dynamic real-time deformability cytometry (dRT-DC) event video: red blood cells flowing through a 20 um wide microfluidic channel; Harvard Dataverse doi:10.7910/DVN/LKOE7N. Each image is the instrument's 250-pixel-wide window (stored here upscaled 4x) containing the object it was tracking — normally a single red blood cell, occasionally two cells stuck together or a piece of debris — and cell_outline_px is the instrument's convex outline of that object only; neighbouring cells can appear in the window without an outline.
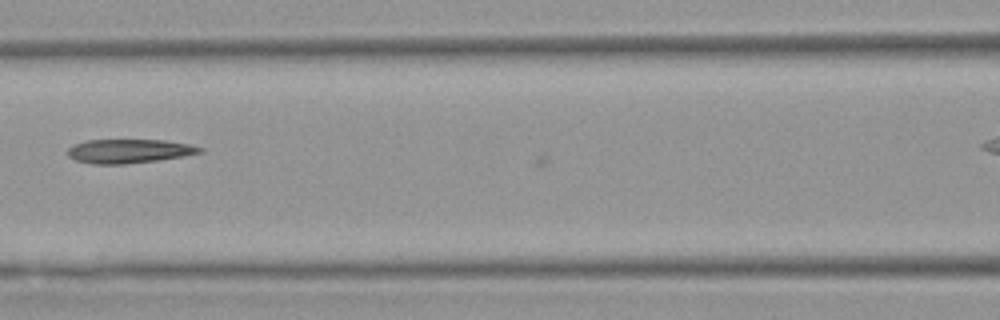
{"species": "Egyptian fruit bat (a non-hibernating species)", "species_latin": "Rousettus aegyptiacus", "temperature_condition": "warm", "stored_images_in_passage": 14, "camera_frame_rate_fps": 3000, "um_per_image_px": 0.085, "animal": {"sex": "female"}, "frame": {"image": 1, "passage_image": 13, "time_ms": 4.0, "image_size_px": [1000, 320], "cell_outline_px": [[204, 152], [184, 156], [156, 160], [124, 164], [92, 164], [76, 160], [68, 156], [68, 148], [72, 144], [84, 140], [164, 140], [188, 144], [204, 148]], "centroid_in_image_um": [10.95, 12.84], "position_along_channel_um": 155.7, "area_um2": 18.5}}